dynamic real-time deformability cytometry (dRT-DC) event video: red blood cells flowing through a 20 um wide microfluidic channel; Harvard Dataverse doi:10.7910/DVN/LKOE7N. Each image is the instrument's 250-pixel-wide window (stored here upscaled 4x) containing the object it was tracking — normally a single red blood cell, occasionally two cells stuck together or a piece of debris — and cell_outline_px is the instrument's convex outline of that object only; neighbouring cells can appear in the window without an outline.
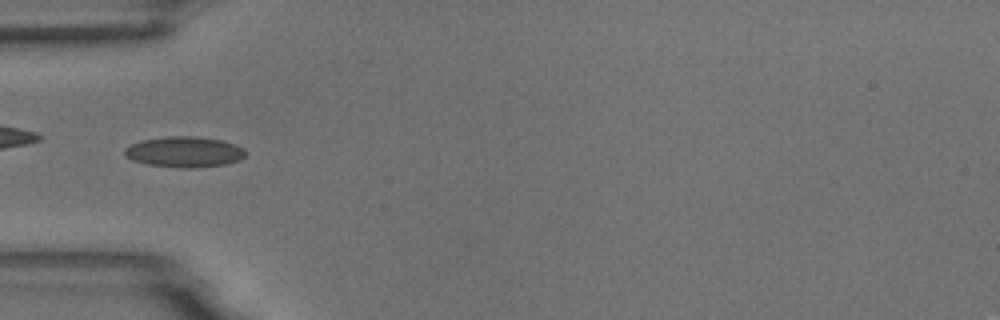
{"species": "common noctule bat (a hibernating species)", "species_latin": "Nyctalus noctula", "temperature_condition": "room temperature", "stored_images_in_passage": 4, "camera_frame_rate_fps": 3000, "um_per_image_px": 0.085, "animal": {"sex": "male", "body_mass_g": 18.8}, "frame": {"image": 1, "passage_image": 2, "time_ms": 1.0, "image_size_px": [1000, 320], "cell_outline_px": [[248, 152], [240, 160], [228, 164], [188, 168], [180, 168], [148, 164], [132, 160], [124, 156], [124, 148], [132, 144], [144, 140], [168, 136], [196, 136], [220, 140], [236, 144], [244, 148]], "centroid_in_image_um": [15.7, 12.91], "position_along_channel_um": 69.3, "area_um2": 21.68}}